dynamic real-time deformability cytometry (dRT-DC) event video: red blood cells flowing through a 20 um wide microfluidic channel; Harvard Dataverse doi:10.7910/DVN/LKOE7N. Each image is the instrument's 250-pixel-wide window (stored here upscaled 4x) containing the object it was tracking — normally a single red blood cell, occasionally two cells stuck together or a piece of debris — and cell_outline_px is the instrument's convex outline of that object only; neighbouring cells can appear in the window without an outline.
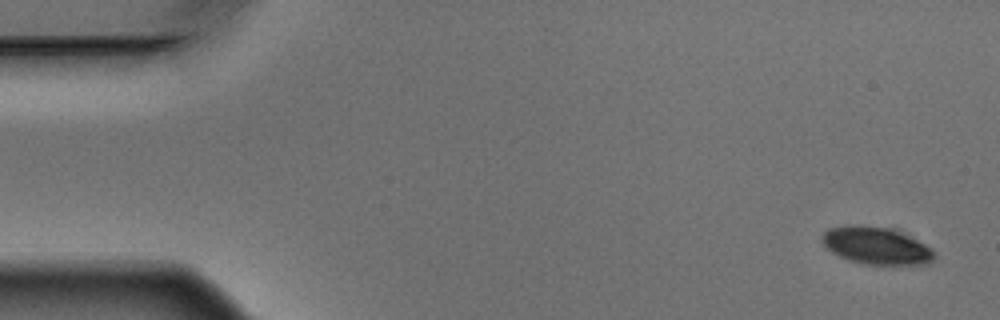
{"species": "Egyptian fruit bat (a non-hibernating species)", "species_latin": "Rousettus aegyptiacus", "temperature_condition": "warm", "stored_images_in_passage": 5, "camera_frame_rate_fps": 3000, "um_per_image_px": 0.085, "animal": {"sex": "male"}, "frame": {"image": 1, "passage_image": 1, "time_ms": 0.0, "image_size_px": [1000, 320], "cell_outline_px": [[936, 256], [928, 264], [864, 264], [848, 260], [832, 252], [824, 244], [820, 236], [828, 228], [884, 228], [896, 232], [916, 240], [932, 248], [936, 252]], "centroid_in_image_um": [74.52, 20.95], "position_along_channel_um": 10.5, "area_um2": 23.12}}
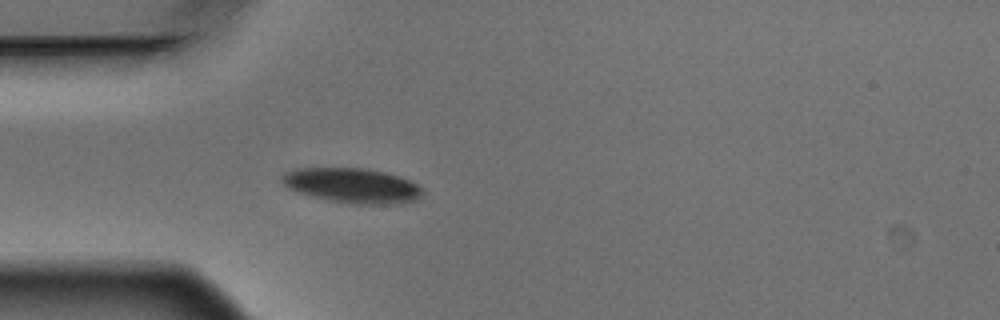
{"frame": {"image": 2, "passage_image": 5, "time_ms": 1.333, "image_size_px": [1000, 320], "cell_outline_px": [[424, 192], [420, 200], [400, 204], [348, 204], [328, 200], [312, 196], [288, 188], [280, 180], [280, 176], [284, 172], [296, 168], [368, 168], [384, 172], [408, 180], [416, 184]], "centroid_in_image_um": [29.95, 15.78], "position_along_channel_um": 55.1, "area_um2": 28.78}}